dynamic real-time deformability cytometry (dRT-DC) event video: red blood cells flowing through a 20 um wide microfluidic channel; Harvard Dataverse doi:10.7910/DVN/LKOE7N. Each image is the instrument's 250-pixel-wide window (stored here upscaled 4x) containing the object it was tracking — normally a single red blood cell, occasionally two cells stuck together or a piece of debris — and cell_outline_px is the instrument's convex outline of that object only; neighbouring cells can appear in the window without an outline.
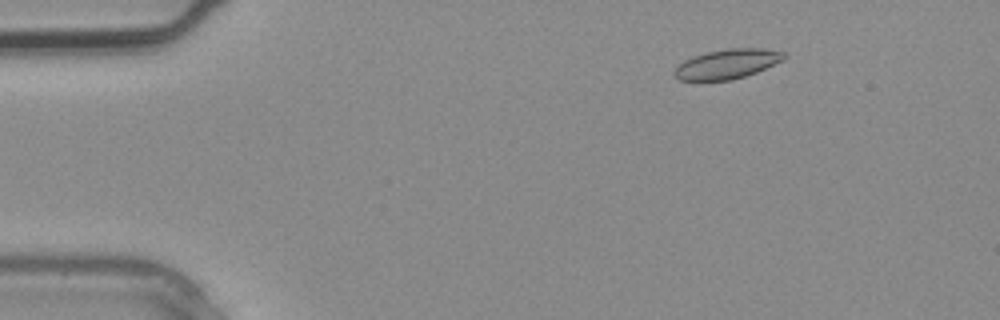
{"species": "common noctule bat (a hibernating species)", "species_latin": "Nyctalus noctula", "temperature_condition": "warm", "stored_images_in_passage": 4, "camera_frame_rate_fps": 3000, "um_per_image_px": 0.085, "animal": {"sex": "male", "body_mass_g": 20.4}, "frame": {"image": 1, "passage_image": 2, "time_ms": 0.333, "image_size_px": [1000, 320], "cell_outline_px": [[788, 56], [784, 60], [756, 72], [732, 80], [700, 84], [680, 80], [672, 76], [672, 72], [684, 60], [692, 56], [704, 52], [728, 48], [764, 48], [784, 52]], "centroid_in_image_um": [61.73, 5.48], "position_along_channel_um": 23.3, "area_um2": 19.83}}